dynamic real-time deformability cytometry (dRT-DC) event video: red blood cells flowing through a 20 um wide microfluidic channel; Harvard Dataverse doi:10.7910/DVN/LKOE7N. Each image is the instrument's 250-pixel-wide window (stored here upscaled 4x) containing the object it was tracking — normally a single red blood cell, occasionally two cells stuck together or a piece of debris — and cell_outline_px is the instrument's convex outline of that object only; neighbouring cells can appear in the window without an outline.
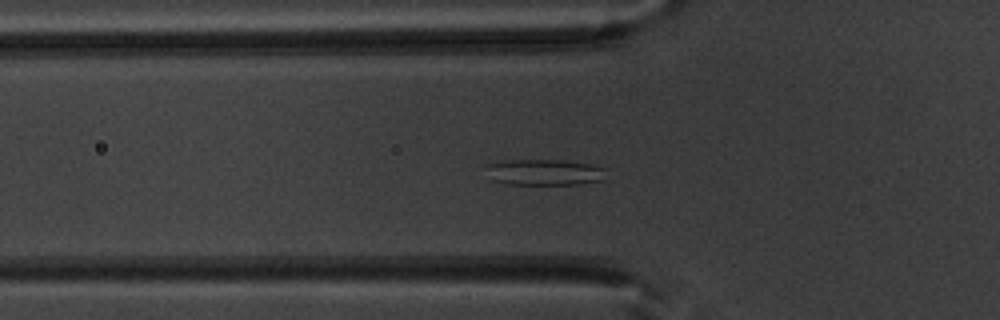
{"species": "common noctule bat (a hibernating species)", "species_latin": "Nyctalus noctula", "temperature_condition": "warm", "stored_images_in_passage": 47, "segment_of_instrument_passage": [1, 2], "camera_frame_rate_fps": 3000, "um_per_image_px": 0.085, "animal": {"sex": "male", "body_mass_g": 20.1, "forearm_length_mm": 53.5}, "frame": {"image": 1, "passage_image": 12, "time_ms": 3.667, "image_size_px": [1000, 320], "cell_outline_px": [[604, 168], [600, 180], [580, 184], [508, 184], [492, 180], [484, 164], [504, 160], [560, 160], [588, 164]], "centroid_in_image_um": [46.16, 14.63], "position_along_channel_um": 79.6, "area_um2": 17.92}}
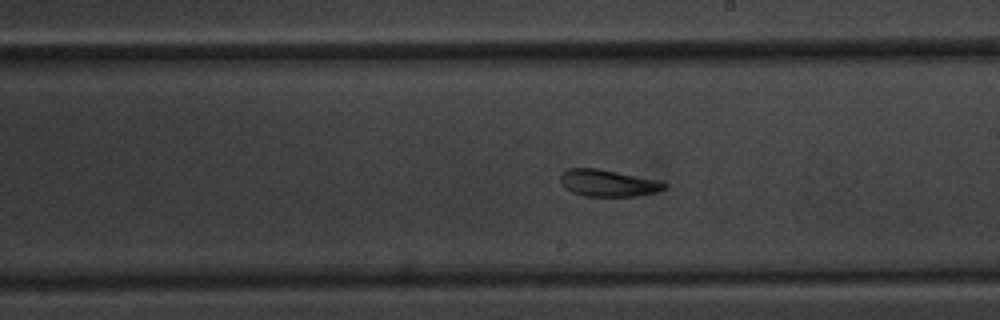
{"frame": {"image": 2, "passage_image": 24, "time_ms": 7.667, "image_size_px": [1000, 320], "cell_outline_px": [[668, 184], [664, 188], [656, 192], [636, 196], [584, 196], [572, 192], [564, 188], [560, 184], [560, 176], [568, 168], [596, 168], [664, 180]], "centroid_in_image_um": [51.71, 15.55], "position_along_channel_um": 237.3, "area_um2": 16.53}}
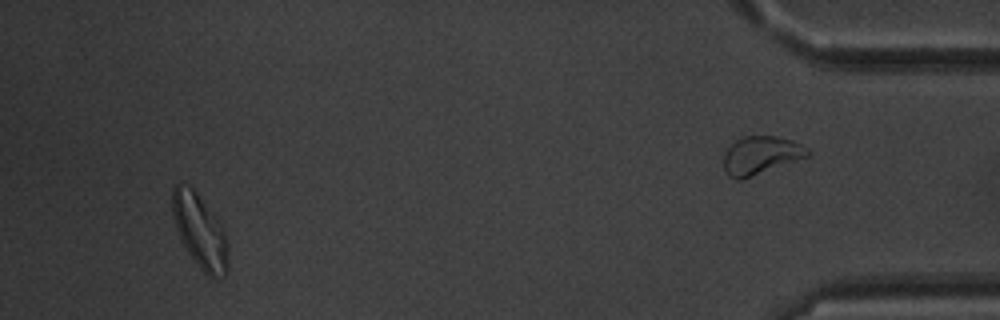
{"frame": {"image": 3, "passage_image": 43, "time_ms": 14.0, "image_size_px": [1000, 320], "cell_outline_px": [[228, 272], [224, 276], [216, 280], [208, 276], [200, 268], [188, 252], [180, 240], [172, 216], [172, 188], [176, 184], [180, 184], [192, 188], [196, 192], [224, 228], [228, 236]], "centroid_in_image_um": [17.02, 19.71], "position_along_channel_um": 418.2, "area_um2": 24.22}}